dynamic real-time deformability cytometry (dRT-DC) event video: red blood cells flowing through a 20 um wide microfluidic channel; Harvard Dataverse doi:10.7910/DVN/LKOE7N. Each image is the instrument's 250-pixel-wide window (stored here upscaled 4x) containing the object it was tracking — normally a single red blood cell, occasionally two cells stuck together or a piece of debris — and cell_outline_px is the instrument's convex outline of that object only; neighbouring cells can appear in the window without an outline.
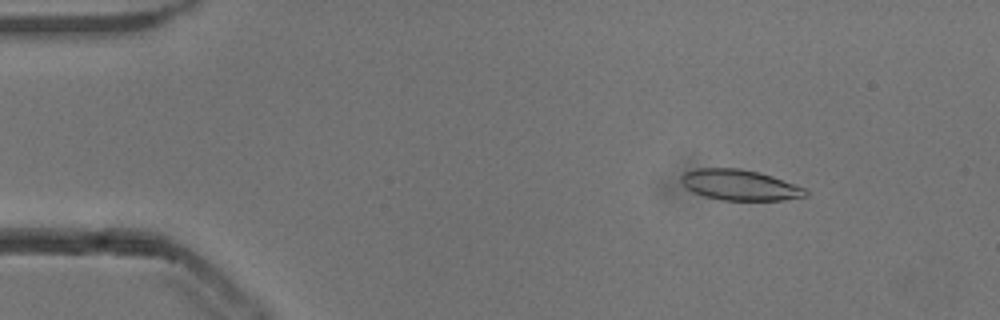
{"species": "common noctule bat (a hibernating species)", "species_latin": "Nyctalus noctula", "temperature_condition": "cold", "stored_images_in_passage": 52, "camera_frame_rate_fps": 3000, "um_per_image_px": 0.085, "animal": {"sex": "male", "body_mass_g": 13.3}, "frame": {"image": 1, "passage_image": 6, "time_ms": 1.667, "image_size_px": [1000, 320], "cell_outline_px": [[808, 196], [784, 200], [720, 200], [704, 196], [692, 192], [684, 188], [680, 180], [680, 176], [684, 172], [696, 168], [740, 168], [760, 172], [772, 176], [804, 188], [808, 192]], "centroid_in_image_um": [62.83, 15.72], "position_along_channel_um": 22.2, "area_um2": 22.43}}
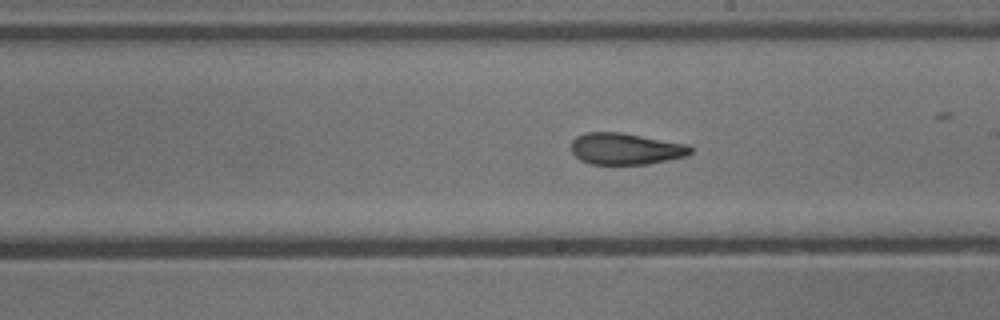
{"frame": {"image": 2, "passage_image": 29, "time_ms": 9.333, "image_size_px": [1000, 320], "cell_outline_px": [[692, 152], [688, 156], [648, 164], [588, 164], [580, 160], [572, 152], [572, 140], [576, 136], [588, 132], [620, 132], [688, 144], [692, 148]], "centroid_in_image_um": [53.19, 12.65], "position_along_channel_um": 235.8, "area_um2": 22.02}}
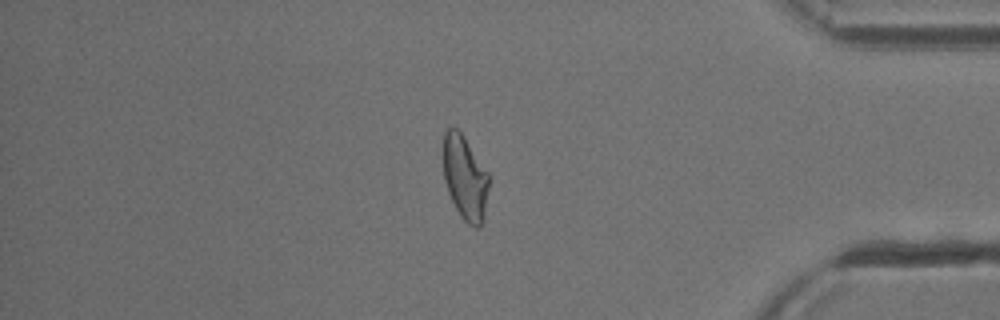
{"frame": {"image": 3, "passage_image": 44, "time_ms": 14.333, "image_size_px": [1000, 320], "cell_outline_px": [[488, 188], [480, 228], [476, 228], [468, 224], [460, 216], [448, 192], [444, 180], [440, 156], [444, 132], [448, 128], [456, 128], [464, 136], [488, 172]], "centroid_in_image_um": [39.45, 15.04], "position_along_channel_um": 395.7, "area_um2": 22.66}, "authors_computed_cell_mechanics": {"area_um2": 22.6865, "velocity_mm_per_s": 3.8422, "shape_relaxation_time_tau1_ms": 6.9657, "shape_relaxation_time_tau2_ms": 2.2888, "deformation_change_tau1": 0.2091, "deformation_change_tau2": 0.0929}}